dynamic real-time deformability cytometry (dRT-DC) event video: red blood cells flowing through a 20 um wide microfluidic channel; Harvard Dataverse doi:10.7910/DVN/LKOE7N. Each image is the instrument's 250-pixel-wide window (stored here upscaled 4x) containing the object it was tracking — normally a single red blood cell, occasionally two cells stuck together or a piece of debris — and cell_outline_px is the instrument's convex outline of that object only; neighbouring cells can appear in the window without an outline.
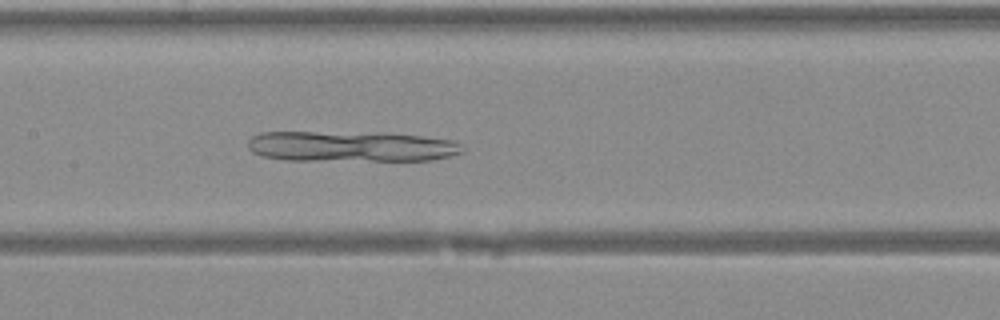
{"species": "Egyptian fruit bat (a non-hibernating species)", "species_latin": "Rousettus aegyptiacus", "temperature_condition": "warm", "stored_images_in_passage": 28, "camera_frame_rate_fps": 3000, "um_per_image_px": 0.085, "animal": {"sex": "female"}, "frame": {"image": 1, "passage_image": 10, "time_ms": 3.0, "image_size_px": [1000, 320], "cell_outline_px": [[464, 148], [460, 152], [448, 156], [432, 160], [284, 160], [260, 156], [252, 152], [248, 148], [248, 140], [252, 136], [260, 132], [316, 132], [420, 136], [456, 140]], "centroid_in_image_um": [29.76, 12.46], "position_along_channel_um": 177.6, "area_um2": 37.63}}
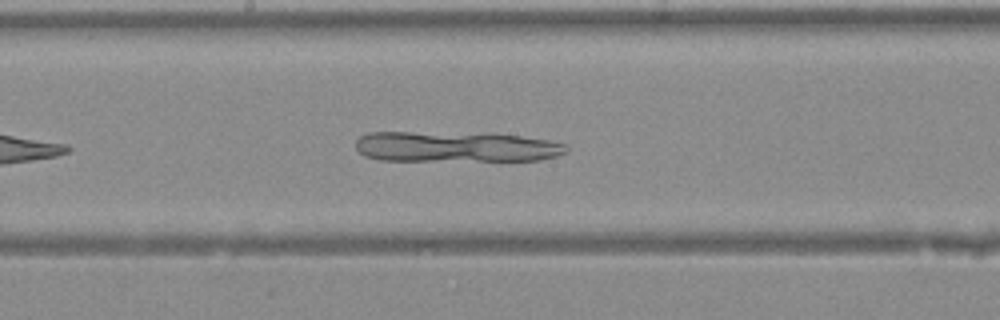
{"frame": {"image": 2, "passage_image": 12, "time_ms": 3.667, "image_size_px": [1000, 320], "cell_outline_px": [[568, 152], [556, 156], [540, 160], [380, 160], [364, 156], [356, 148], [356, 140], [360, 136], [368, 132], [412, 132], [520, 136], [548, 140], [568, 144]], "centroid_in_image_um": [38.72, 12.49], "position_along_channel_um": 209.5, "area_um2": 36.93}}
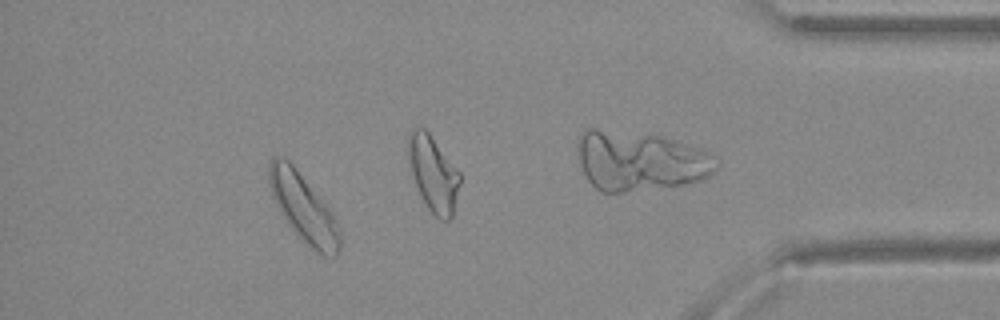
{"frame": {"image": 3, "passage_image": 23, "time_ms": 7.333, "image_size_px": [1000, 320], "cell_outline_px": [[340, 252], [336, 256], [320, 256], [308, 248], [288, 224], [276, 204], [272, 196], [268, 180], [268, 164], [272, 156], [284, 156], [292, 164], [328, 208], [336, 220], [340, 232]], "centroid_in_image_um": [25.78, 17.71], "position_along_channel_um": 409.4, "area_um2": 27.98}}